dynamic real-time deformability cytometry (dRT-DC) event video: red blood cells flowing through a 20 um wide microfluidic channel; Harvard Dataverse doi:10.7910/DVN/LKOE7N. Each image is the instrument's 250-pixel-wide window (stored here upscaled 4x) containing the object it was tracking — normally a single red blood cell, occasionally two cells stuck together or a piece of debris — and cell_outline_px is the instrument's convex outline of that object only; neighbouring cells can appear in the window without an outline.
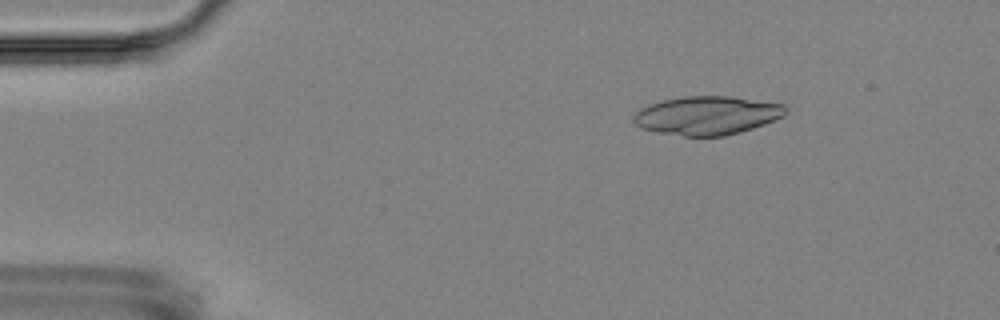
{"species": "Egyptian fruit bat (a non-hibernating species)", "species_latin": "Rousettus aegyptiacus", "temperature_condition": "room temperature", "stored_images_in_passage": 3, "camera_frame_rate_fps": 3000, "um_per_image_px": 0.085, "animal": {"sex": "female"}, "frame": {"image": 1, "passage_image": 3, "time_ms": 2.0, "image_size_px": [1000, 320], "cell_outline_px": [[788, 108], [784, 116], [764, 124], [752, 128], [724, 136], [684, 136], [660, 132], [640, 128], [632, 120], [636, 112], [640, 108], [664, 100], [684, 96], [732, 96], [784, 104]], "centroid_in_image_um": [60.12, 9.8], "position_along_channel_um": 24.9, "area_um2": 34.04}}